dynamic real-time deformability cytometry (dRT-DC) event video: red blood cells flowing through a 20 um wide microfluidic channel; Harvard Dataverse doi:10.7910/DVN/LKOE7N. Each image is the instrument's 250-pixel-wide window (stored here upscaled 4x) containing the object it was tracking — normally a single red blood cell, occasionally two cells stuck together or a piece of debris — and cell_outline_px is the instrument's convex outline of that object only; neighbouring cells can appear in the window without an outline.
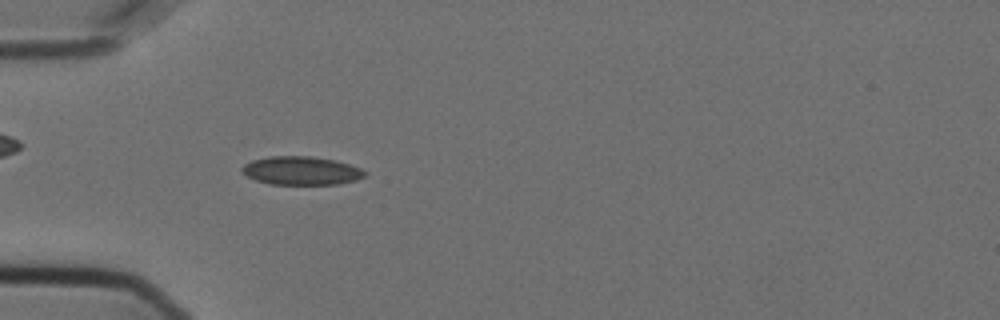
{"species": "Egyptian fruit bat (a non-hibernating species)", "species_latin": "Rousettus aegyptiacus", "temperature_condition": "cold", "stored_images_in_passage": 55, "camera_frame_rate_fps": 3000, "um_per_image_px": 0.085, "animal": {"sex": "female"}, "frame": {"image": 1, "passage_image": 16, "time_ms": 5.0, "image_size_px": [1000, 320], "cell_outline_px": [[368, 172], [364, 176], [356, 180], [340, 184], [268, 184], [256, 180], [240, 172], [240, 168], [244, 164], [252, 160], [268, 156], [312, 156], [336, 160], [360, 168]], "centroid_in_image_um": [25.59, 14.5], "position_along_channel_um": 59.4, "area_um2": 20.52}}
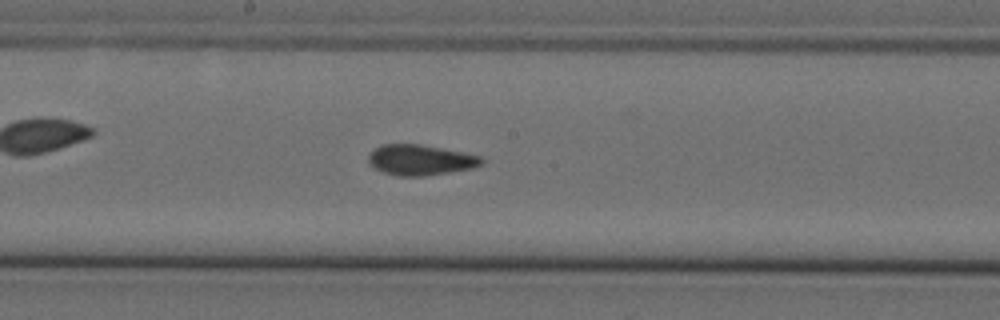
{"frame": {"image": 2, "passage_image": 29, "time_ms": 9.333, "image_size_px": [1000, 320], "cell_outline_px": [[484, 164], [472, 168], [424, 176], [396, 176], [384, 172], [368, 164], [368, 156], [376, 148], [384, 144], [420, 144], [464, 152], [480, 156], [484, 160]], "centroid_in_image_um": [35.75, 13.6], "position_along_channel_um": 212.4, "area_um2": 20.06}}
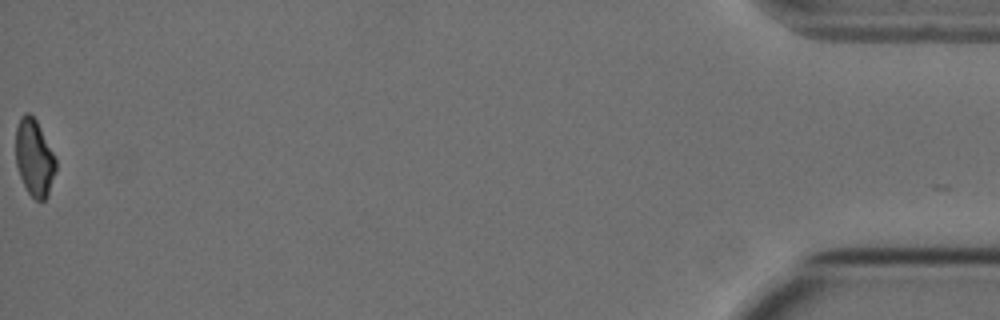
{"frame": {"image": 3, "passage_image": 55, "time_ms": 18.0, "image_size_px": [1000, 320], "cell_outline_px": [[56, 172], [48, 196], [44, 200], [36, 200], [28, 192], [20, 176], [16, 164], [16, 128], [20, 116], [24, 112], [28, 112], [36, 120], [56, 160]], "centroid_in_image_um": [2.91, 13.42], "position_along_channel_um": 432.3, "area_um2": 17.8}, "authors_computed_cell_mechanics": {"area_um2": 20.1144, "velocity_mm_per_s": 3.623, "shape_relaxation_time_tau1_ms": null, "shape_relaxation_time_tau2_ms": 2.7862, "deformation_change_tau1": null, "deformation_change_tau2": 0.0691}}